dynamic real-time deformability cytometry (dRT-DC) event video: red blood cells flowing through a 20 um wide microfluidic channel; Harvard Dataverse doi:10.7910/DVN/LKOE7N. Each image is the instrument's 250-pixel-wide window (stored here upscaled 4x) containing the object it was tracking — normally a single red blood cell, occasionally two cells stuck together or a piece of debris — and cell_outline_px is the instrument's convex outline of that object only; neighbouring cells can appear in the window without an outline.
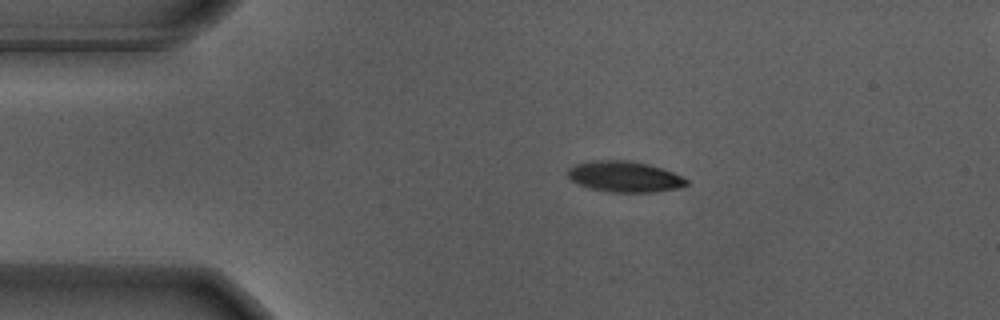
{"species": "Egyptian fruit bat (a non-hibernating species)", "species_latin": "Rousettus aegyptiacus", "temperature_condition": "warm", "stored_images_in_passage": 6, "camera_frame_rate_fps": 3000, "um_per_image_px": 0.085, "animal": {"sex": "male"}, "frame": {"image": 1, "passage_image": 1, "time_ms": 0.0, "image_size_px": [1000, 320], "cell_outline_px": [[688, 184], [680, 188], [656, 192], [612, 192], [588, 188], [572, 180], [568, 176], [568, 168], [576, 164], [596, 160], [628, 160], [648, 164], [684, 176], [688, 180]], "centroid_in_image_um": [53.12, 15.02], "position_along_channel_um": 31.9, "area_um2": 21.33}}